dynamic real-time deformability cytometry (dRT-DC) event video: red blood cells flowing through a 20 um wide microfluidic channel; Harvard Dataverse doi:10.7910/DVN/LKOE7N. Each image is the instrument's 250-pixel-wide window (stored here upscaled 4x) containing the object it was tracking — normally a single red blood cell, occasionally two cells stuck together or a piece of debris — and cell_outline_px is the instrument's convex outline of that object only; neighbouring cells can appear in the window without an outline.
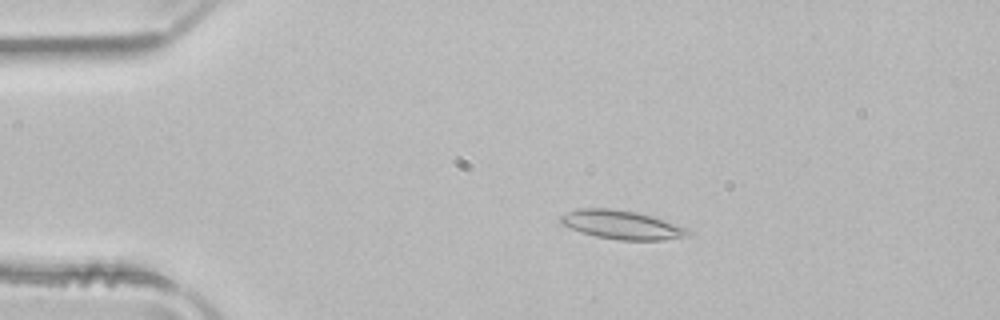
{"species": "common noctule bat (a hibernating species)", "species_latin": "Nyctalus noctula", "temperature_condition": "room temperature", "stored_images_in_passage": 51, "camera_frame_rate_fps": 3000, "um_per_image_px": 0.085, "animal": {"sex": "male", "body_mass_g": 21.5, "forearm_length_mm": 52.0}, "frame": {"image": 1, "passage_image": 10, "time_ms": 3.0, "image_size_px": [1000, 320], "cell_outline_px": [[692, 232], [688, 236], [664, 240], [616, 240], [596, 236], [580, 232], [564, 224], [560, 220], [560, 216], [576, 208], [608, 208], [636, 212], [664, 220], [688, 228]], "centroid_in_image_um": [52.87, 19.11], "position_along_channel_um": 32.1, "area_um2": 21.21}}
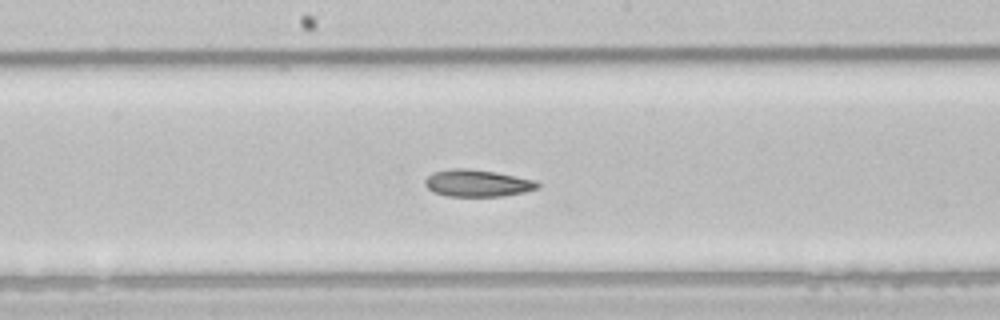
{"frame": {"image": 2, "passage_image": 27, "time_ms": 8.667, "image_size_px": [1000, 320], "cell_outline_px": [[540, 188], [524, 192], [500, 196], [448, 196], [432, 192], [424, 184], [424, 180], [432, 172], [452, 168], [468, 168], [496, 172], [536, 180], [540, 184]], "centroid_in_image_um": [40.57, 15.56], "position_along_channel_um": 207.6, "area_um2": 17.86}}
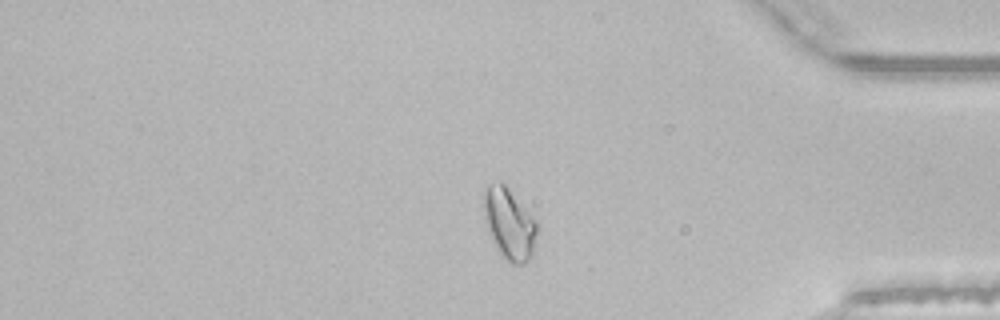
{"frame": {"image": 3, "passage_image": 43, "time_ms": 14.0, "image_size_px": [1000, 320], "cell_outline_px": [[536, 232], [532, 256], [524, 264], [512, 264], [496, 248], [492, 240], [484, 216], [484, 188], [488, 184], [496, 180], [500, 180], [508, 188], [536, 220]], "centroid_in_image_um": [43.27, 18.99], "position_along_channel_um": 391.9, "area_um2": 21.79}, "authors_computed_cell_mechanics": {"area_um2": 19.8832, "velocity_mm_per_s": 3.9447, "shape_relaxation_time_tau1_ms": null, "shape_relaxation_time_tau2_ms": 4.0819, "deformation_change_tau1": null, "deformation_change_tau2": 0.106}}